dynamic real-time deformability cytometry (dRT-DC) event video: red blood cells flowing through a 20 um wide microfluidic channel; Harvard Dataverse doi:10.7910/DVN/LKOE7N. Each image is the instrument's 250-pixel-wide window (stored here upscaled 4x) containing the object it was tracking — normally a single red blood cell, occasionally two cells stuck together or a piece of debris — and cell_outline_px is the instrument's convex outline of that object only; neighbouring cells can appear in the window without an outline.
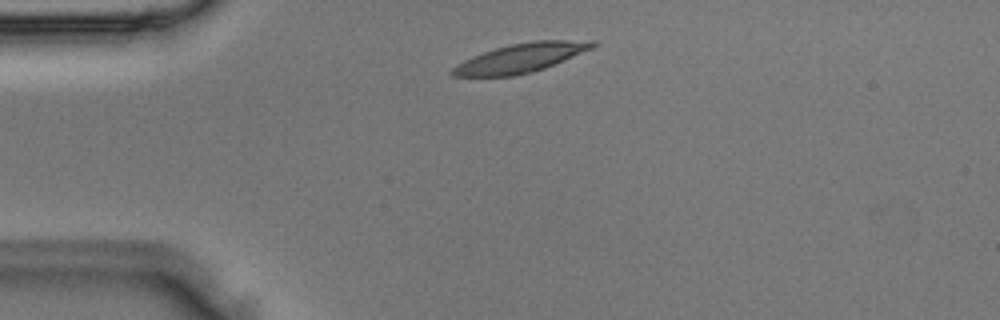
{"species": "Egyptian fruit bat (a non-hibernating species)", "species_latin": "Rousettus aegyptiacus", "temperature_condition": "room temperature", "stored_images_in_passage": 2, "camera_frame_rate_fps": 3000, "um_per_image_px": 0.085, "animal": {"sex": "male"}, "frame": {"image": 1, "passage_image": 1, "time_ms": 0.0, "image_size_px": [1000, 320], "cell_outline_px": [[596, 44], [592, 48], [564, 60], [544, 68], [532, 72], [512, 76], [452, 76], [448, 72], [456, 64], [472, 56], [496, 48], [512, 44], [532, 40], [596, 40]], "centroid_in_image_um": [44.24, 4.92], "position_along_channel_um": 40.8, "area_um2": 23.58}}